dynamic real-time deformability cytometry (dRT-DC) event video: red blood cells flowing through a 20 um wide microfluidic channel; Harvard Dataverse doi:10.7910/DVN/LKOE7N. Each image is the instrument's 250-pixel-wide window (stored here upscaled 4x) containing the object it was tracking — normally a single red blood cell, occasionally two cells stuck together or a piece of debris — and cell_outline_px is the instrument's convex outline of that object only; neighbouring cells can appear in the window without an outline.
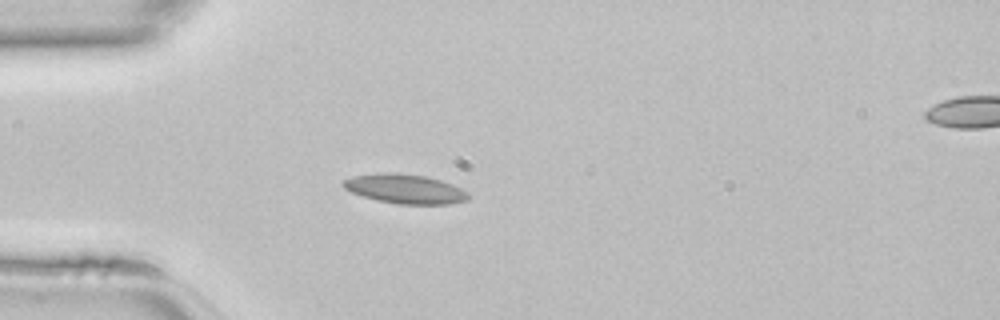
{"species": "common noctule bat (a hibernating species)", "species_latin": "Nyctalus noctula", "temperature_condition": "room temperature", "stored_images_in_passage": 34, "camera_frame_rate_fps": 3000, "um_per_image_px": 0.085, "animal": {"sex": "female", "body_mass_g": 22.7, "forearm_length_mm": 54.2}, "frame": {"image": 1, "passage_image": 1, "time_ms": 0.0, "image_size_px": [1000, 320], "cell_outline_px": [[468, 200], [448, 204], [396, 204], [376, 200], [352, 192], [344, 188], [340, 184], [344, 180], [352, 176], [384, 172], [396, 172], [424, 176], [440, 180], [452, 184], [468, 192]], "centroid_in_image_um": [34.4, 16.05], "position_along_channel_um": 50.6, "area_um2": 21.39}}
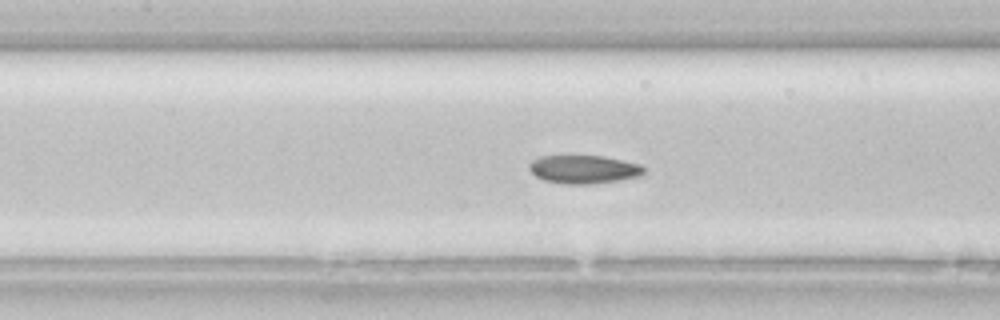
{"frame": {"image": 2, "passage_image": 9, "time_ms": 2.667, "image_size_px": [1000, 320], "cell_outline_px": [[644, 172], [640, 176], [620, 180], [592, 184], [564, 184], [544, 180], [536, 176], [528, 168], [528, 164], [532, 160], [540, 156], [604, 156], [640, 164], [644, 168]], "centroid_in_image_um": [49.61, 14.4], "position_along_channel_um": 157.8, "area_um2": 18.96}}
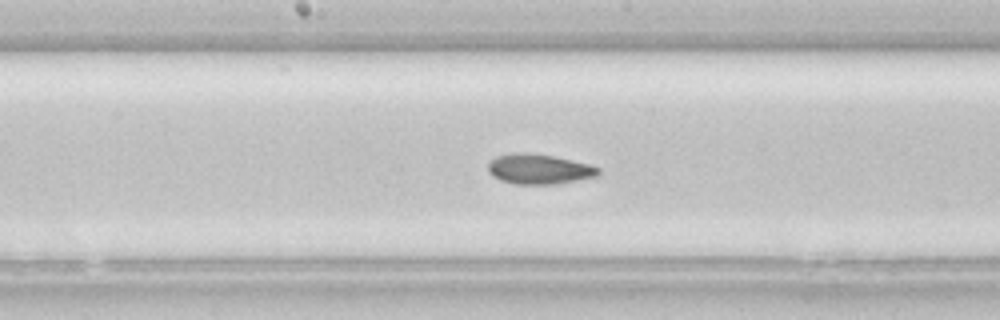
{"frame": {"image": 3, "passage_image": 12, "time_ms": 3.667, "image_size_px": [1000, 320], "cell_outline_px": [[600, 172], [596, 176], [556, 184], [512, 184], [500, 180], [492, 176], [488, 172], [488, 164], [496, 156], [516, 152], [524, 152], [552, 156], [588, 164], [600, 168]], "centroid_in_image_um": [45.77, 14.38], "position_along_channel_um": 202.4, "area_um2": 19.19}}